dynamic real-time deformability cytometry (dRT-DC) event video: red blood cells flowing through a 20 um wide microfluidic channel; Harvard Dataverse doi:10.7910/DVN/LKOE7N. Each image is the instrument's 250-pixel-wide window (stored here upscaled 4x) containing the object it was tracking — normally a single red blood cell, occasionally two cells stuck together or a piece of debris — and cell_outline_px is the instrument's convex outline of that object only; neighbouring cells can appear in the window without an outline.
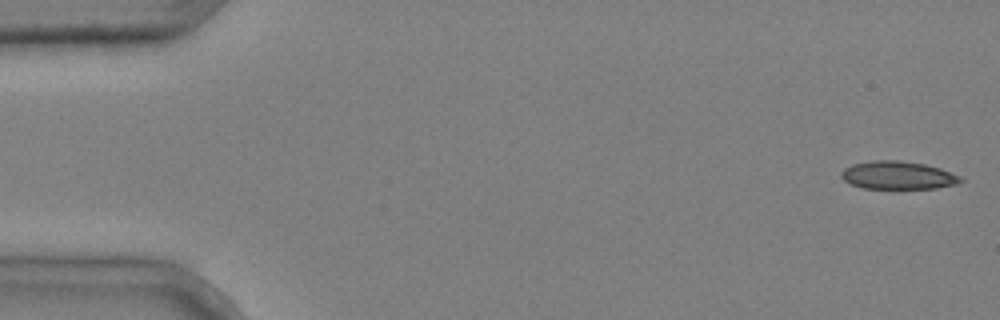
{"species": "common noctule bat (a hibernating species)", "species_latin": "Nyctalus noctula", "temperature_condition": "cold", "stored_images_in_passage": 5, "camera_frame_rate_fps": 3000, "um_per_image_px": 0.085, "animal": {"sex": "male", "body_mass_g": 20.4}, "frame": {"image": 1, "passage_image": 1, "time_ms": 0.0, "image_size_px": [1000, 320], "cell_outline_px": [[964, 180], [956, 184], [936, 188], [864, 188], [852, 184], [844, 180], [840, 176], [840, 172], [844, 168], [852, 164], [872, 160], [900, 160], [924, 164], [940, 168], [960, 176]], "centroid_in_image_um": [76.3, 14.89], "position_along_channel_um": 8.7, "area_um2": 19.42}}